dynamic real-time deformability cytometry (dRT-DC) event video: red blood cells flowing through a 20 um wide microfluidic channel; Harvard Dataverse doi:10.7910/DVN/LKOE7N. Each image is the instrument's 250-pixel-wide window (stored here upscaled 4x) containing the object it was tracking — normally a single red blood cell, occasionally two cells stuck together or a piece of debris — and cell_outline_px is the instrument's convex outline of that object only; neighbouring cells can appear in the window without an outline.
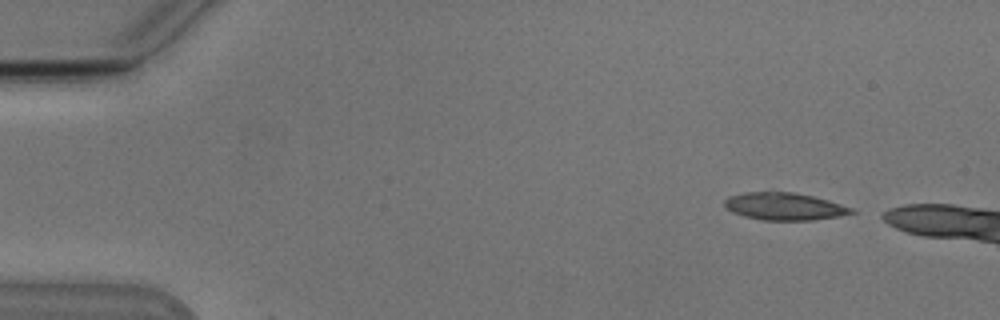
{"species": "Egyptian fruit bat (a non-hibernating species)", "species_latin": "Rousettus aegyptiacus", "temperature_condition": "cold", "stored_images_in_passage": 3, "camera_frame_rate_fps": 3000, "um_per_image_px": 0.085, "animal": {"sex": "male"}, "frame": {"image": 1, "passage_image": 1, "time_ms": 0.0, "image_size_px": [1000, 320], "cell_outline_px": [[856, 212], [840, 216], [812, 220], [760, 220], [744, 216], [732, 212], [724, 208], [724, 200], [728, 196], [744, 192], [792, 192], [812, 196], [828, 200], [852, 208]], "centroid_in_image_um": [66.62, 17.55], "position_along_channel_um": 18.4, "area_um2": 20.29}}